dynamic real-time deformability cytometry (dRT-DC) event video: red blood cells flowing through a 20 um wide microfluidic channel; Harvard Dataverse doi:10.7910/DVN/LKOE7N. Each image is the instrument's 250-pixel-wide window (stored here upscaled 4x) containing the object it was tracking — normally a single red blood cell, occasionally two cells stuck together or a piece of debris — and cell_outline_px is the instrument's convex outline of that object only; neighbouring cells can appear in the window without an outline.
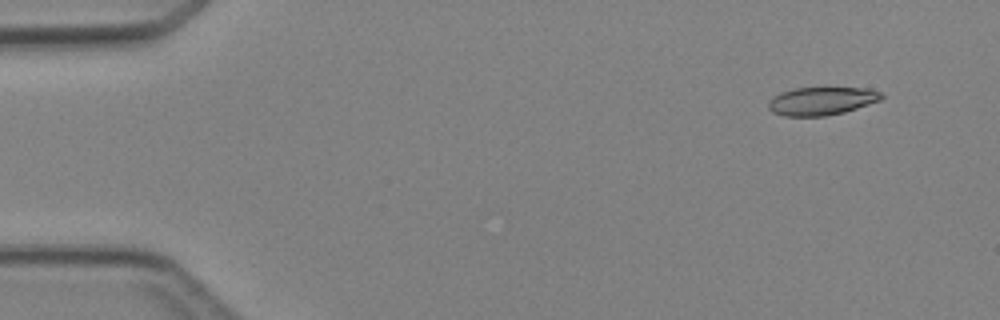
{"species": "Egyptian fruit bat (a non-hibernating species)", "species_latin": "Rousettus aegyptiacus", "temperature_condition": "cold", "stored_images_in_passage": 5, "camera_frame_rate_fps": 3000, "um_per_image_px": 0.085, "animal": {"sex": "female"}, "frame": {"image": 1, "passage_image": 1, "time_ms": 0.0, "image_size_px": [1000, 320], "cell_outline_px": [[884, 96], [880, 100], [844, 112], [824, 116], [784, 116], [772, 112], [768, 108], [768, 100], [772, 96], [780, 92], [792, 88], [868, 88], [880, 92]], "centroid_in_image_um": [69.78, 8.58], "position_along_channel_um": 15.2, "area_um2": 18.55}}
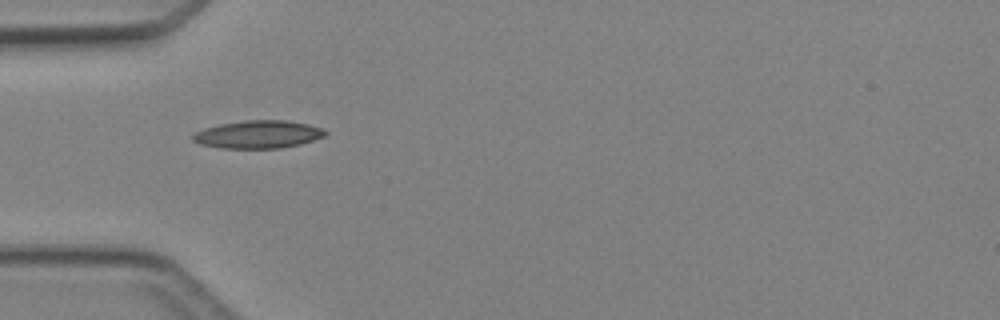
{"frame": {"image": 2, "passage_image": 4, "time_ms": 3.667, "image_size_px": [1000, 320], "cell_outline_px": [[328, 132], [324, 136], [300, 144], [280, 148], [220, 148], [200, 144], [192, 140], [192, 136], [196, 132], [204, 128], [220, 124], [244, 120], [284, 120], [308, 124], [324, 128]], "centroid_in_image_um": [21.94, 11.42], "position_along_channel_um": 63.1, "area_um2": 21.44}}
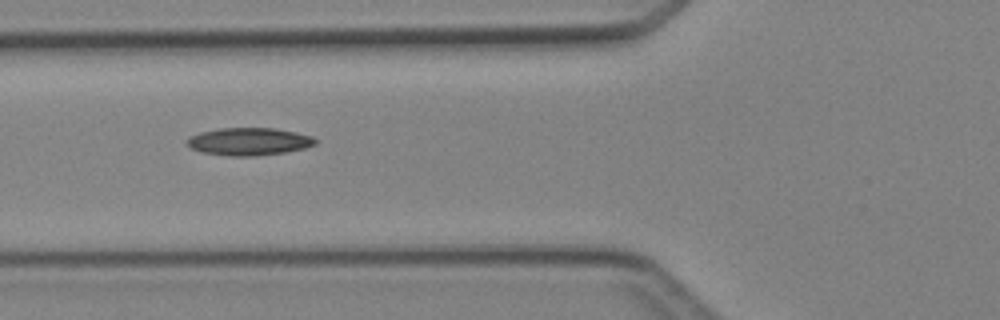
{"frame": {"image": 3, "passage_image": 5, "time_ms": 4.667, "image_size_px": [1000, 320], "cell_outline_px": [[316, 144], [304, 148], [284, 152], [256, 156], [228, 156], [200, 152], [192, 148], [188, 144], [188, 136], [200, 132], [220, 128], [276, 128], [296, 132], [312, 136], [316, 140]], "centroid_in_image_um": [21.16, 12.03], "position_along_channel_um": 104.6, "area_um2": 20.63}}